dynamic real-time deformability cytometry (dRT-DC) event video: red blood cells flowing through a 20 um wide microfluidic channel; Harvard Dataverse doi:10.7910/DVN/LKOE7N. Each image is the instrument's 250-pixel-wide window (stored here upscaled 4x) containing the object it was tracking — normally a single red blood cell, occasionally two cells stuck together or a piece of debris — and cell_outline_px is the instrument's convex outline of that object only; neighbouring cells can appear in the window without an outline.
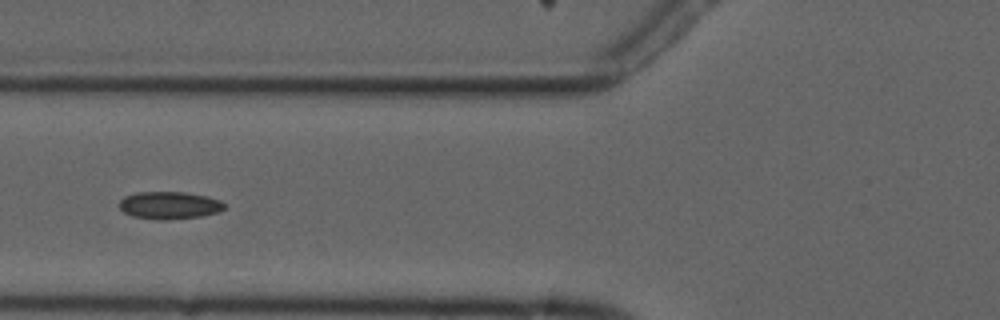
{"species": "common noctule bat (a hibernating species)", "species_latin": "Nyctalus noctula", "temperature_condition": "cold", "stored_images_in_passage": 8, "camera_frame_rate_fps": 3000, "um_per_image_px": 0.085, "animal": {"sex": "male", "forearm_length_mm": 52.5}, "frame": {"image": 1, "passage_image": 6, "time_ms": 5.667, "image_size_px": [1000, 320], "cell_outline_px": [[224, 208], [220, 212], [200, 216], [168, 220], [164, 220], [132, 216], [124, 212], [120, 208], [120, 200], [124, 196], [136, 192], [184, 192], [208, 196], [220, 200], [224, 204]], "centroid_in_image_um": [14.4, 17.44], "position_along_channel_um": 111.4, "area_um2": 16.82}}
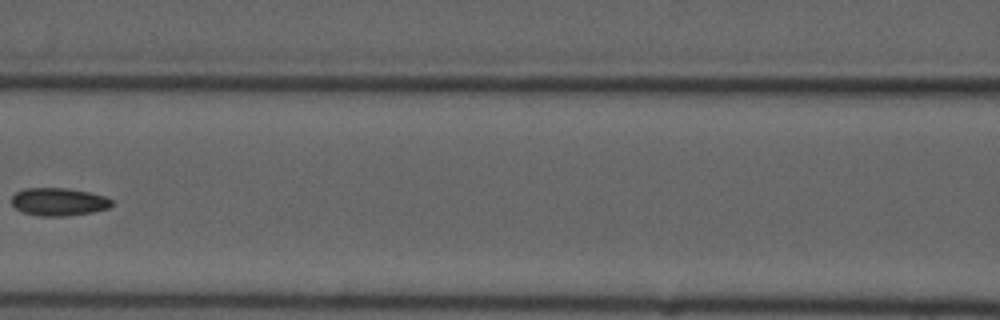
{"frame": {"image": 2, "passage_image": 7, "time_ms": 7.0, "image_size_px": [1000, 320], "cell_outline_px": [[112, 204], [108, 208], [92, 212], [64, 216], [40, 216], [20, 212], [12, 204], [12, 196], [16, 192], [24, 188], [68, 188], [88, 192], [104, 196], [112, 200]], "centroid_in_image_um": [4.95, 17.15], "position_along_channel_um": 161.6, "area_um2": 16.24}}
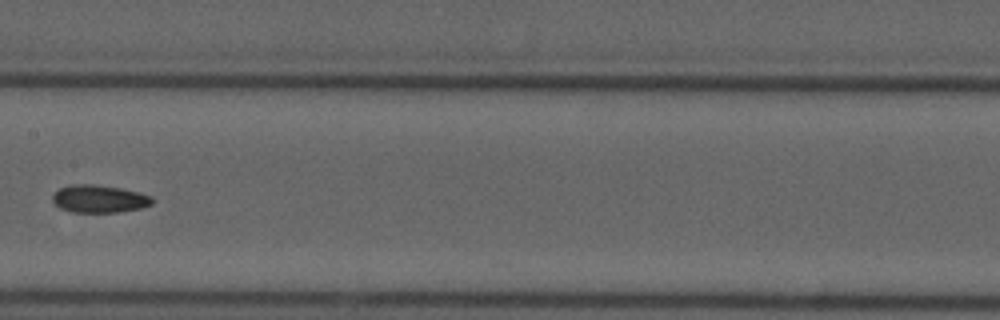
{"frame": {"image": 3, "passage_image": 8, "time_ms": 8.0, "image_size_px": [1000, 320], "cell_outline_px": [[152, 204], [140, 208], [120, 212], [72, 212], [60, 208], [52, 200], [52, 196], [60, 188], [72, 184], [92, 184], [120, 188], [152, 196]], "centroid_in_image_um": [8.42, 16.9], "position_along_channel_um": 199.0, "area_um2": 15.9}}